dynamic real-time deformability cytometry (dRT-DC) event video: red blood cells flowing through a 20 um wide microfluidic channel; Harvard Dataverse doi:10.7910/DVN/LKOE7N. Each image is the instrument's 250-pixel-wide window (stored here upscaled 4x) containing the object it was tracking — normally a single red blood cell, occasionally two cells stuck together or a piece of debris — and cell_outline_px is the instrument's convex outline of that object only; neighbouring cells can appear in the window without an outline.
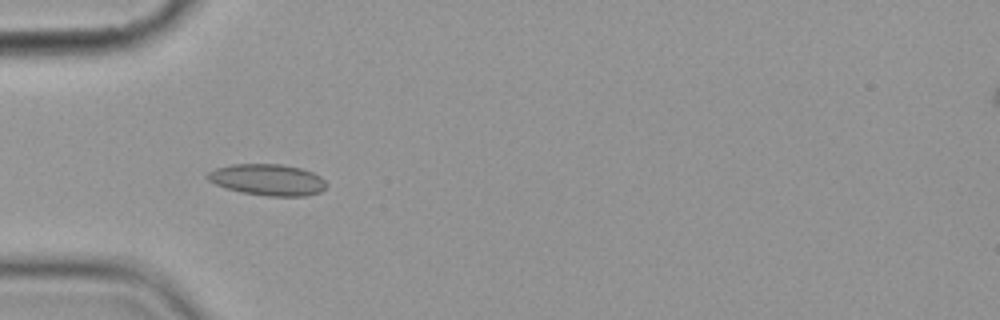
{"species": "common noctule bat (a hibernating species)", "species_latin": "Nyctalus noctula", "temperature_condition": "cold", "stored_images_in_passage": 10, "camera_frame_rate_fps": 3000, "um_per_image_px": 0.085, "animal": {"sex": "female", "body_mass_g": 19.9}, "frame": {"image": 1, "passage_image": 5, "time_ms": 4.667, "image_size_px": [1000, 320], "cell_outline_px": [[328, 184], [320, 192], [304, 196], [268, 196], [240, 192], [224, 188], [208, 180], [204, 176], [208, 172], [216, 168], [232, 164], [280, 164], [300, 168], [312, 172], [320, 176]], "centroid_in_image_um": [22.72, 15.28], "position_along_channel_um": 62.3, "area_um2": 21.79}}
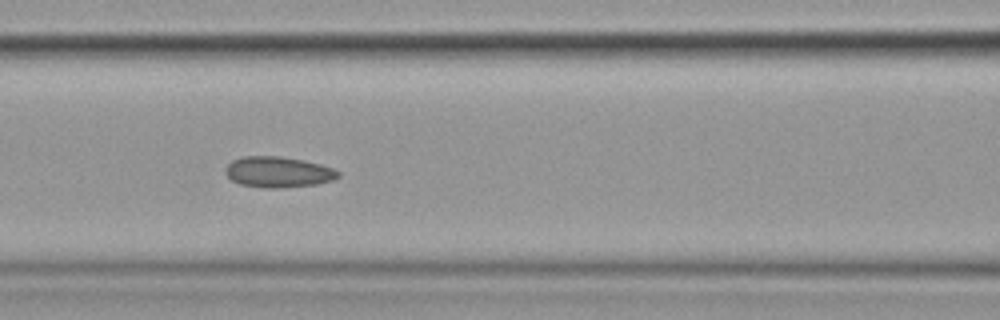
{"frame": {"image": 2, "passage_image": 7, "time_ms": 7.0, "image_size_px": [1000, 320], "cell_outline_px": [[340, 176], [336, 180], [316, 184], [280, 188], [264, 188], [240, 184], [232, 180], [224, 172], [224, 168], [232, 160], [240, 156], [280, 156], [320, 164], [332, 168], [340, 172]], "centroid_in_image_um": [23.63, 14.62], "position_along_channel_um": 143.0, "area_um2": 20.35}}
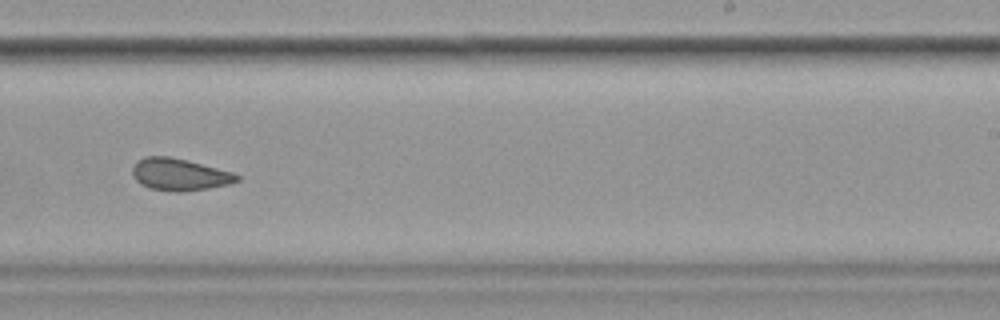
{"frame": {"image": 3, "passage_image": 10, "time_ms": 10.667, "image_size_px": [1000, 320], "cell_outline_px": [[240, 180], [228, 184], [208, 188], [180, 192], [172, 192], [152, 188], [140, 184], [132, 176], [132, 168], [136, 160], [144, 156], [168, 156], [188, 160], [232, 172], [240, 176]], "centroid_in_image_um": [15.22, 14.82], "position_along_channel_um": 273.8, "area_um2": 19.59}}